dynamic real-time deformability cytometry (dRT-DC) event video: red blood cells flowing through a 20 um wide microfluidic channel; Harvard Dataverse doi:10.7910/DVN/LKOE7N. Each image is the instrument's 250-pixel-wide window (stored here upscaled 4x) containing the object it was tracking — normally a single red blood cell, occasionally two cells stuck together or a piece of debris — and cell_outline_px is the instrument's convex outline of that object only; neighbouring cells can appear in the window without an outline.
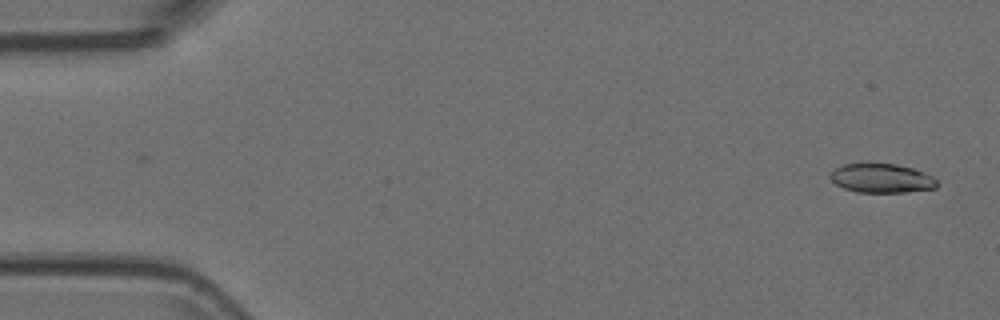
{"species": "Egyptian fruit bat (a non-hibernating species)", "species_latin": "Rousettus aegyptiacus", "temperature_condition": "room temperature", "stored_images_in_passage": 2, "camera_frame_rate_fps": 3000, "um_per_image_px": 0.085, "animal": {"sex": "female"}, "frame": {"image": 1, "passage_image": 2, "time_ms": 0.333, "image_size_px": [1000, 320], "cell_outline_px": [[936, 188], [904, 192], [856, 192], [844, 188], [836, 184], [828, 176], [836, 168], [844, 164], [896, 164], [912, 168], [932, 176], [936, 180]], "centroid_in_image_um": [74.92, 15.16], "position_along_channel_um": 10.1, "area_um2": 17.8}}